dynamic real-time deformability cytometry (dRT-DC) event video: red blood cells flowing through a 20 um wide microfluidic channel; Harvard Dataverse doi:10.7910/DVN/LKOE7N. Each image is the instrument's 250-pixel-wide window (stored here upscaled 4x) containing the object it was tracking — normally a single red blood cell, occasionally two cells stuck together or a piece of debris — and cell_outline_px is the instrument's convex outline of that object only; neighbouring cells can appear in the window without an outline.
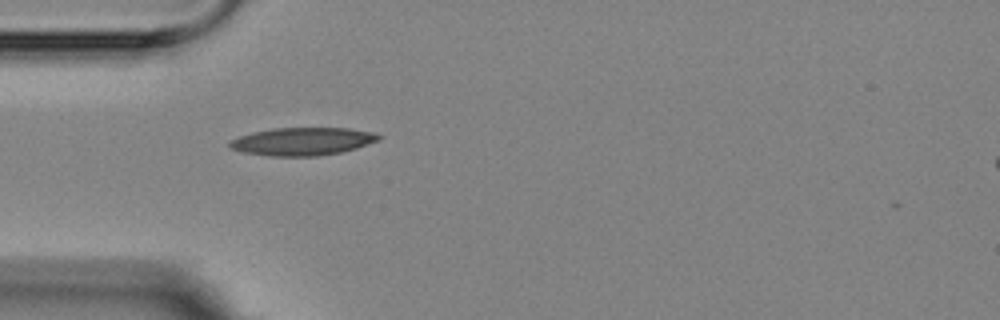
{"species": "Egyptian fruit bat (a non-hibernating species)", "species_latin": "Rousettus aegyptiacus", "temperature_condition": "room temperature", "stored_images_in_passage": 1, "camera_frame_rate_fps": 3000, "um_per_image_px": 0.085, "animal": {"sex": "female"}, "frame": {"image": 1, "passage_image": 1, "time_ms": 0.0, "image_size_px": [1000, 320], "cell_outline_px": [[380, 140], [356, 148], [340, 152], [316, 156], [272, 156], [244, 152], [228, 148], [228, 140], [252, 132], [272, 128], [348, 128], [376, 132], [380, 136]], "centroid_in_image_um": [25.69, 12.01], "position_along_channel_um": 59.3, "area_um2": 24.28}}